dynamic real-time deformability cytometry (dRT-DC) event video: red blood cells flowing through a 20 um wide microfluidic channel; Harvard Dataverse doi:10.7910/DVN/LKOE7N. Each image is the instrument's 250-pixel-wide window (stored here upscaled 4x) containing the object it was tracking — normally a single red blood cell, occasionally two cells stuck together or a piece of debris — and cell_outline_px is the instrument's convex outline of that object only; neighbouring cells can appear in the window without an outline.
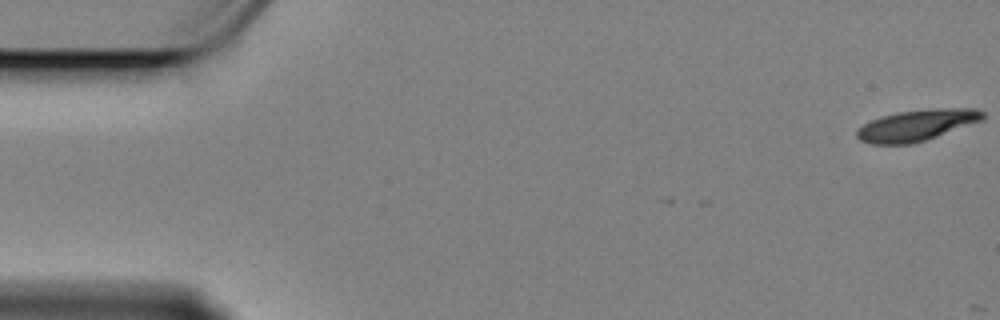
{"species": "Egyptian fruit bat (a non-hibernating species)", "species_latin": "Rousettus aegyptiacus", "temperature_condition": "cold", "stored_images_in_passage": 3, "camera_frame_rate_fps": 3000, "um_per_image_px": 0.085, "animal": {"sex": "female"}, "frame": {"image": 1, "passage_image": 1, "time_ms": 0.0, "image_size_px": [1000, 320], "cell_outline_px": [[984, 120], [912, 144], [872, 144], [860, 140], [856, 136], [856, 128], [880, 116], [896, 112], [936, 108], [976, 108], [984, 112]], "centroid_in_image_um": [77.91, 10.63], "position_along_channel_um": 7.1, "area_um2": 22.89}}